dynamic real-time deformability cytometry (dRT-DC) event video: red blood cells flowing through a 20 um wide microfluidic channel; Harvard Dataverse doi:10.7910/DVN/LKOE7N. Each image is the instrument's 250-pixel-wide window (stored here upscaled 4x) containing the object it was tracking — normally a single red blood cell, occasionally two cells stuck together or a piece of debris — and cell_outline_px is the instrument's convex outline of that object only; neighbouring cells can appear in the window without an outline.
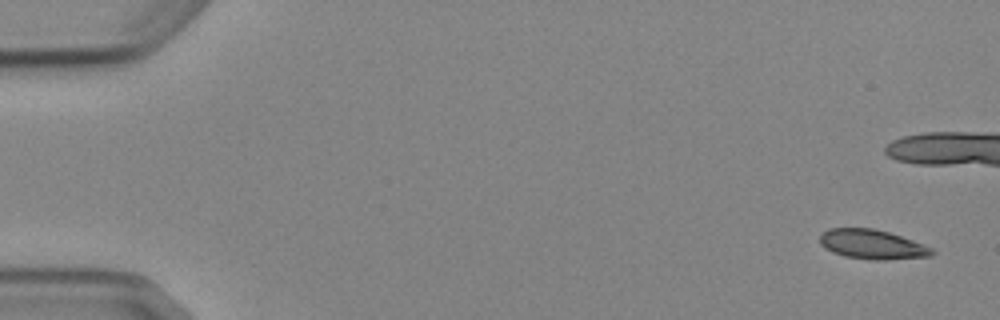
{"species": "Egyptian fruit bat (a non-hibernating species)", "species_latin": "Rousettus aegyptiacus", "temperature_condition": "cold", "stored_images_in_passage": 7, "camera_frame_rate_fps": 3000, "um_per_image_px": 0.085, "animal": {"sex": "female"}, "frame": {"image": 1, "passage_image": 1, "time_ms": 0.0, "image_size_px": [1000, 320], "cell_outline_px": [[936, 252], [932, 256], [884, 260], [876, 260], [844, 256], [832, 252], [824, 248], [820, 244], [820, 236], [828, 228], [872, 228], [888, 232], [912, 240], [932, 248]], "centroid_in_image_um": [74.13, 20.78], "position_along_channel_um": 10.9, "area_um2": 19.19}}
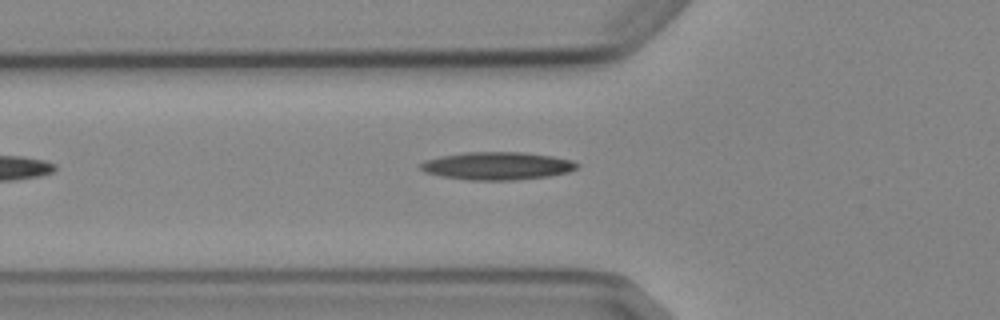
{"frame": {"image": 2, "passage_image": 7, "time_ms": 7.667, "image_size_px": [1000, 320], "cell_outline_px": [[580, 164], [576, 168], [568, 172], [548, 176], [516, 180], [468, 180], [440, 176], [424, 172], [420, 168], [420, 164], [424, 160], [440, 156], [464, 152], [520, 152], [552, 156], [572, 160]], "centroid_in_image_um": [42.23, 14.1], "position_along_channel_um": 83.6, "area_um2": 25.43}}